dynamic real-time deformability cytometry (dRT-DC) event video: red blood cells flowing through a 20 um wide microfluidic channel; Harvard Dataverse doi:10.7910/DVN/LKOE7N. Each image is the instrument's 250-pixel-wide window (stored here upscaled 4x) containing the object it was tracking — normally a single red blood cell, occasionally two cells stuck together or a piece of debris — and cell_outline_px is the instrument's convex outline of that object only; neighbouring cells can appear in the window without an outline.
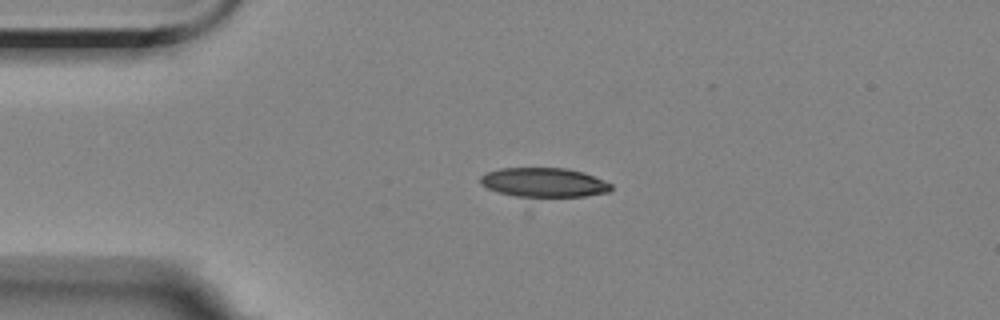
{"species": "Egyptian fruit bat (a non-hibernating species)", "species_latin": "Rousettus aegyptiacus", "temperature_condition": "room temperature", "stored_images_in_passage": 6, "camera_frame_rate_fps": 3000, "um_per_image_px": 0.085, "animal": {"sex": "female"}, "frame": {"image": 1, "passage_image": 5, "time_ms": 4.667, "image_size_px": [1000, 320], "cell_outline_px": [[612, 188], [608, 192], [528, 216], [480, 184], [480, 176], [488, 172], [500, 168], [564, 168], [584, 172], [604, 180], [612, 184]], "centroid_in_image_um": [46.12, 15.92], "position_along_channel_um": 38.9, "area_um2": 29.77}}